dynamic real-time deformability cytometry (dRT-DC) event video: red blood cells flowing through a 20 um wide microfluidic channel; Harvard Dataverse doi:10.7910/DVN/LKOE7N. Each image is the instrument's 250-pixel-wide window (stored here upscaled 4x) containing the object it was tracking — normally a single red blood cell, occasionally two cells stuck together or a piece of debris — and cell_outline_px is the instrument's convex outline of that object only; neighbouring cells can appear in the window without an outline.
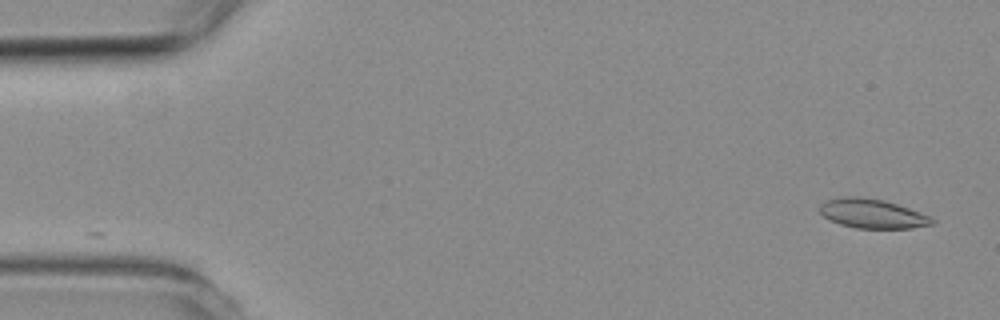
{"species": "common noctule bat (a hibernating species)", "species_latin": "Nyctalus noctula", "temperature_condition": "room temperature", "stored_images_in_passage": 2, "camera_frame_rate_fps": 3000, "um_per_image_px": 0.085, "animal": {"sex": "female", "body_mass_g": 19.3, "forearm_length_mm": 54.1}, "frame": {"image": 1, "passage_image": 2, "time_ms": 1.0, "image_size_px": [1000, 320], "cell_outline_px": [[936, 224], [912, 228], [856, 228], [840, 224], [824, 216], [820, 212], [820, 204], [828, 200], [840, 196], [860, 196], [884, 200], [932, 216], [936, 220]], "centroid_in_image_um": [74.2, 18.15], "position_along_channel_um": 10.8, "area_um2": 19.25}}